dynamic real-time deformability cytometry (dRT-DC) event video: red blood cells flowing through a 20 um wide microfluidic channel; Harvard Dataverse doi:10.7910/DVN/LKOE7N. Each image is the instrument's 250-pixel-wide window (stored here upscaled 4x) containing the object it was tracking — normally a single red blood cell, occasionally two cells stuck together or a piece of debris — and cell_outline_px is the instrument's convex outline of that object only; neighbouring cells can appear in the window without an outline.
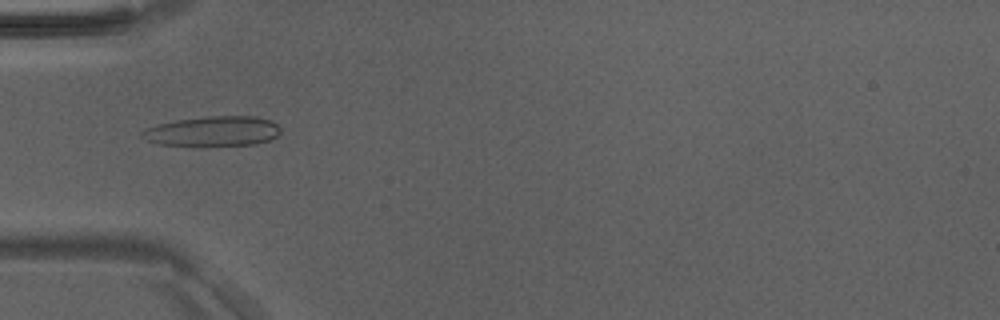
{"species": "Egyptian fruit bat (a non-hibernating species)", "species_latin": "Rousettus aegyptiacus", "temperature_condition": "room temperature", "stored_images_in_passage": 35, "camera_frame_rate_fps": 3000, "um_per_image_px": 0.085, "animal": {"sex": "male"}, "frame": {"image": 1, "passage_image": 3, "time_ms": 0.667, "image_size_px": [1000, 320], "cell_outline_px": [[280, 132], [276, 136], [268, 140], [252, 144], [160, 144], [148, 140], [140, 136], [140, 132], [148, 128], [160, 124], [180, 120], [208, 116], [256, 116], [272, 120], [280, 128]], "centroid_in_image_um": [18.15, 11.12], "position_along_channel_um": 66.9, "area_um2": 23.29}}
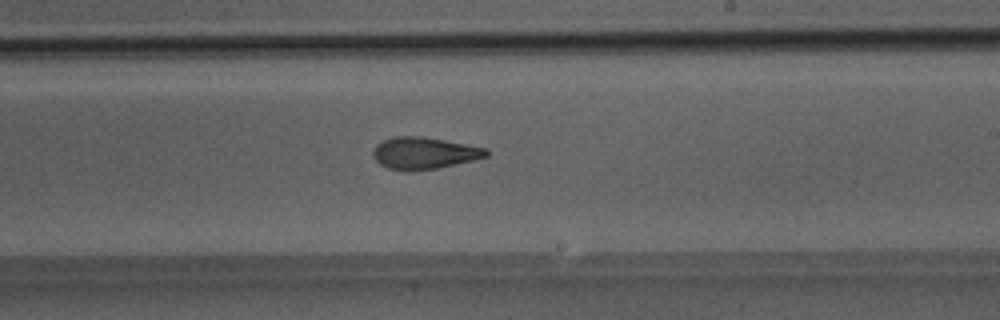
{"frame": {"image": 2, "passage_image": 16, "time_ms": 5.0, "image_size_px": [1000, 320], "cell_outline_px": [[488, 156], [472, 160], [436, 168], [408, 172], [404, 172], [388, 168], [380, 164], [372, 156], [372, 152], [376, 144], [384, 140], [396, 136], [420, 136], [444, 140], [488, 148]], "centroid_in_image_um": [36.01, 13.02], "position_along_channel_um": 253.0, "area_um2": 21.04}}
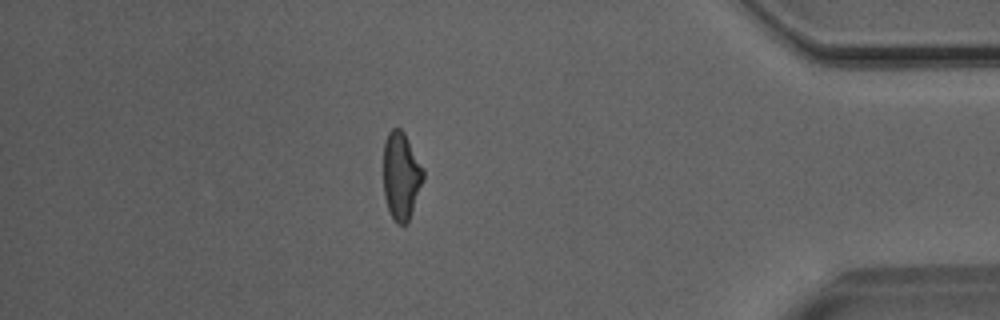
{"frame": {"image": 3, "passage_image": 29, "time_ms": 9.333, "image_size_px": [1000, 320], "cell_outline_px": [[424, 180], [408, 224], [396, 224], [388, 208], [384, 196], [384, 144], [388, 132], [392, 128], [400, 128], [404, 132], [424, 168]], "centroid_in_image_um": [34.12, 14.96], "position_along_channel_um": 401.1, "area_um2": 20.52}}